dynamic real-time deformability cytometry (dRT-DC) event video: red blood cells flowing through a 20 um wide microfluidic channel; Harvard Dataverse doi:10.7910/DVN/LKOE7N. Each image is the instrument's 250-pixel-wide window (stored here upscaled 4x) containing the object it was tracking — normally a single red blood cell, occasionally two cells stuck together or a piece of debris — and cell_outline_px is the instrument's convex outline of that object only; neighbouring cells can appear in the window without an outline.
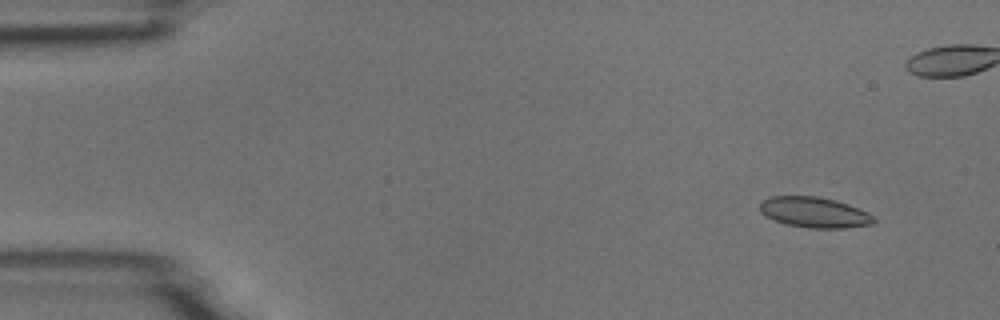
{"species": "common noctule bat (a hibernating species)", "species_latin": "Nyctalus noctula", "temperature_condition": "room temperature", "stored_images_in_passage": 56, "camera_frame_rate_fps": 3000, "um_per_image_px": 0.085, "animal": {"sex": "male", "body_mass_g": 18.8}, "frame": {"image": 1, "passage_image": 5, "time_ms": 1.333, "image_size_px": [1000, 320], "cell_outline_px": [[876, 220], [872, 224], [844, 228], [812, 228], [784, 224], [760, 212], [760, 200], [768, 196], [816, 196], [836, 200], [848, 204], [868, 212]], "centroid_in_image_um": [69.2, 18.04], "position_along_channel_um": 15.8, "area_um2": 20.29}}
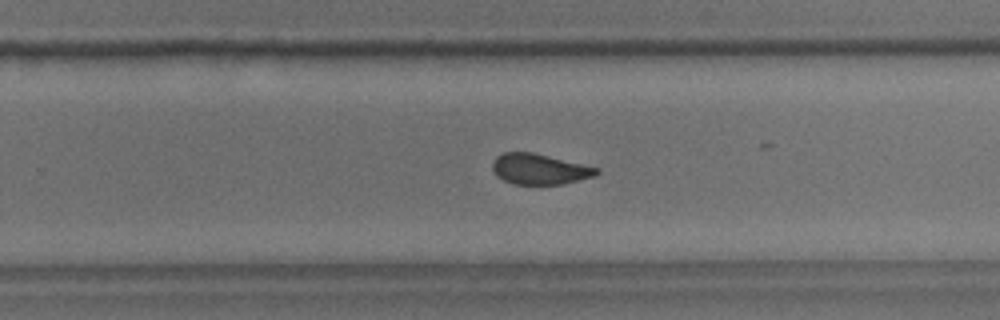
{"frame": {"image": 2, "passage_image": 35, "time_ms": 11.333, "image_size_px": [1000, 320], "cell_outline_px": [[600, 172], [596, 176], [564, 184], [512, 184], [496, 176], [492, 168], [492, 160], [496, 156], [504, 152], [532, 152], [600, 168]], "centroid_in_image_um": [45.86, 14.37], "position_along_channel_um": 283.9, "area_um2": 18.73}}
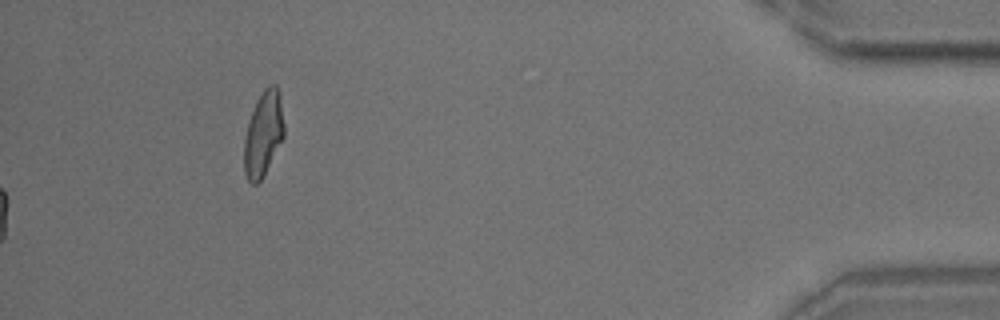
{"frame": {"image": 3, "passage_image": 56, "time_ms": 18.333, "image_size_px": [1000, 320], "cell_outline_px": [[284, 136], [260, 180], [256, 184], [252, 184], [248, 180], [244, 172], [244, 140], [248, 120], [256, 100], [264, 88], [268, 84], [276, 84], [280, 92], [284, 124]], "centroid_in_image_um": [22.38, 11.3], "position_along_channel_um": 412.8, "area_um2": 19.77}, "authors_computed_cell_mechanics": {"area_um2": 19.7965, "velocity_mm_per_s": 3.7247, "shape_relaxation_time_tau1_ms": null, "shape_relaxation_time_tau2_ms": 1.4539, "deformation_change_tau1": null, "deformation_change_tau2": 0.0707}}